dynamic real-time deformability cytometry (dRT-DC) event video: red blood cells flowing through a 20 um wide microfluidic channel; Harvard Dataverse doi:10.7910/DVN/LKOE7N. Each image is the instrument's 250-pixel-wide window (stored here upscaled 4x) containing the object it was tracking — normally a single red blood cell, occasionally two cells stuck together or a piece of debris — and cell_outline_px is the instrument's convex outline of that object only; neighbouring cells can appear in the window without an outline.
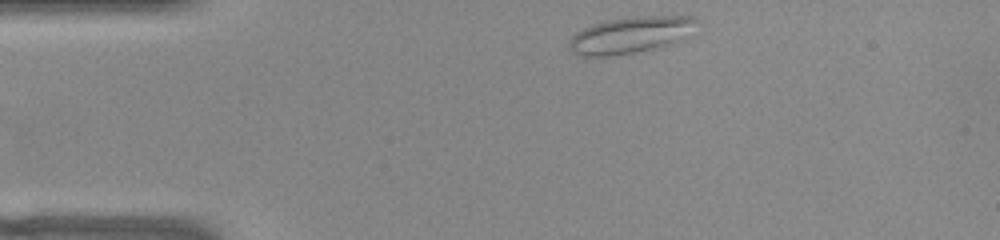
{"species": "common noctule bat (a hibernating species)", "species_latin": "Nyctalus noctula", "temperature_condition": "warm", "stored_images_in_passage": 44, "camera_frame_rate_fps": 3000, "um_per_image_px": 0.085, "animal": {"sex": "female", "body_mass_g": 22.0, "forearm_length_mm": 56.7}, "frame": {"image": 1, "passage_image": 1, "time_ms": 0.0, "image_size_px": [1000, 240], "cell_outline_px": [[696, 20], [684, 40], [672, 44], [656, 48], [608, 56], [580, 56], [572, 52], [568, 48], [568, 40], [576, 32], [592, 24], [608, 20], [632, 16], [696, 16]], "centroid_in_image_um": [53.55, 2.97], "position_along_channel_um": 31.4, "area_um2": 27.11}}
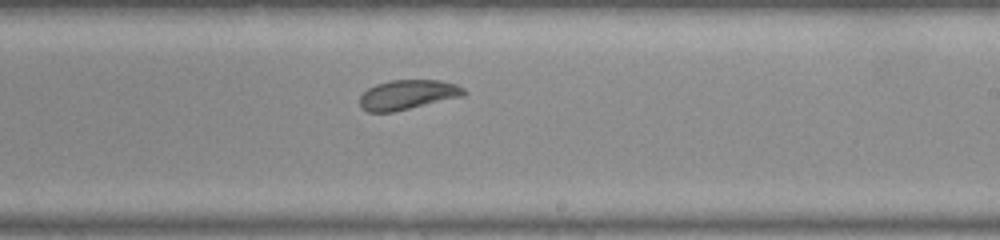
{"frame": {"image": 2, "passage_image": 22, "time_ms": 7.0, "image_size_px": [1000, 240], "cell_outline_px": [[468, 92], [464, 96], [392, 112], [368, 112], [360, 104], [360, 96], [368, 88], [376, 84], [388, 80], [440, 80], [456, 84], [464, 88]], "centroid_in_image_um": [34.68, 8.04], "position_along_channel_um": 254.3, "area_um2": 17.98}}
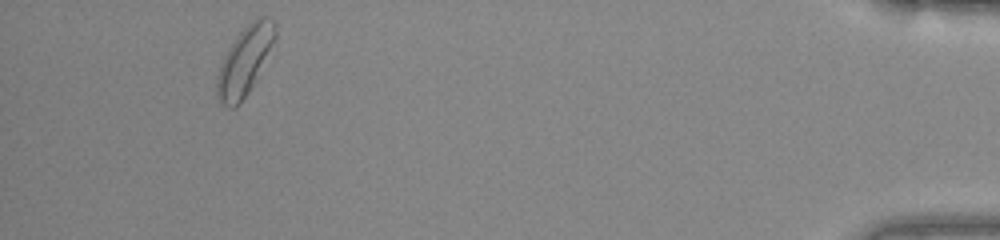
{"frame": {"image": 3, "passage_image": 40, "time_ms": 13.0, "image_size_px": [1000, 240], "cell_outline_px": [[276, 36], [256, 80], [240, 104], [232, 108], [220, 104], [216, 92], [216, 76], [224, 56], [228, 48], [240, 32], [252, 20], [260, 16], [264, 16], [272, 20], [276, 24]], "centroid_in_image_um": [20.78, 5.19], "position_along_channel_um": 414.4, "area_um2": 22.95}, "authors_computed_cell_mechanics": {"area_um2": 19.1896, "velocity_mm_per_s": 3.8365, "shape_relaxation_time_tau1_ms": 9.4736, "shape_relaxation_time_tau2_ms": null, "deformation_change_tau1": 0.1365, "deformation_change_tau2": null}}